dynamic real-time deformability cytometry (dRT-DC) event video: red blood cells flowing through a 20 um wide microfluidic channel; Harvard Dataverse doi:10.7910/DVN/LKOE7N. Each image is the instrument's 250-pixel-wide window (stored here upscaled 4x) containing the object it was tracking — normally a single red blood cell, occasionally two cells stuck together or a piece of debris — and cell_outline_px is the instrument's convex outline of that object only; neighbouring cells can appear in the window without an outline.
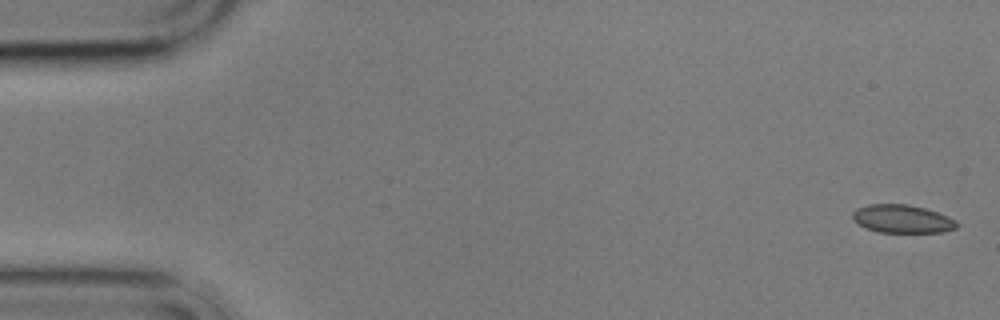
{"species": "common noctule bat (a hibernating species)", "species_latin": "Nyctalus noctula", "temperature_condition": "cold", "stored_images_in_passage": 6, "camera_frame_rate_fps": 3000, "um_per_image_px": 0.085, "animal": {"sex": "male", "body_mass_g": 17.9}, "frame": {"image": 1, "passage_image": 1, "time_ms": 0.0, "image_size_px": [1000, 320], "cell_outline_px": [[960, 224], [956, 228], [940, 232], [876, 232], [856, 224], [852, 220], [852, 212], [856, 208], [868, 204], [908, 204], [924, 208], [948, 216], [956, 220]], "centroid_in_image_um": [76.65, 18.6], "position_along_channel_um": 8.4, "area_um2": 17.28}}
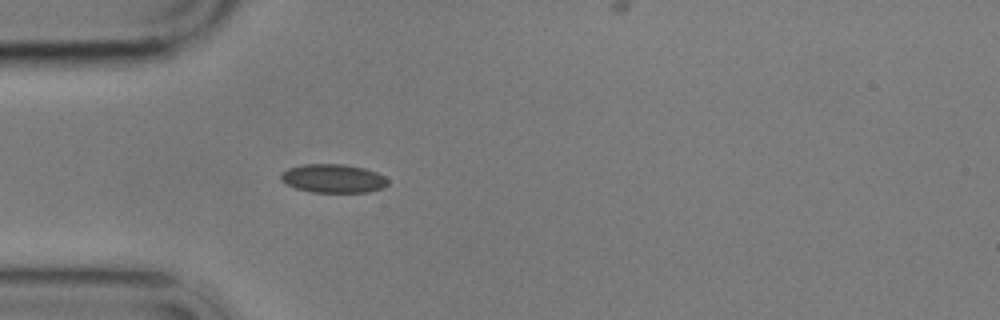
{"frame": {"image": 2, "passage_image": 5, "time_ms": 5.0, "image_size_px": [1000, 320], "cell_outline_px": [[388, 184], [384, 188], [368, 192], [312, 192], [296, 188], [280, 180], [280, 172], [288, 168], [304, 164], [344, 164], [364, 168], [376, 172], [384, 176], [388, 180]], "centroid_in_image_um": [28.32, 15.16], "position_along_channel_um": 56.7, "area_um2": 17.92}}